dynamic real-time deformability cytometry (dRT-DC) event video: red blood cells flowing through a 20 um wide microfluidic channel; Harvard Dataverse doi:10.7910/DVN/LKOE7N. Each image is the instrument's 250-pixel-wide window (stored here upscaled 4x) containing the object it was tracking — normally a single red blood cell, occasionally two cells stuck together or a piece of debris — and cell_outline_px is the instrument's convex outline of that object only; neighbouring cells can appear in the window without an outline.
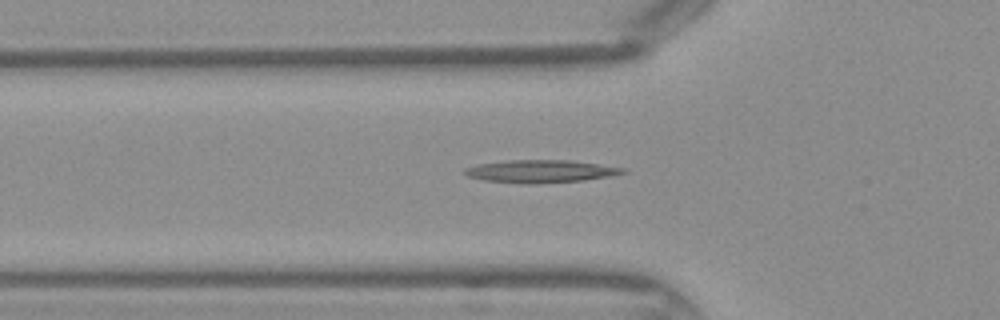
{"species": "Egyptian fruit bat (a non-hibernating species)", "species_latin": "Rousettus aegyptiacus", "temperature_condition": "warm", "stored_images_in_passage": 41, "camera_frame_rate_fps": 3000, "um_per_image_px": 0.085, "frame": {"image": 1, "passage_image": 11, "time_ms": 3.333, "image_size_px": [1000, 320], "cell_outline_px": [[628, 172], [608, 176], [584, 180], [532, 184], [524, 184], [484, 180], [468, 176], [464, 172], [464, 168], [480, 164], [508, 160], [568, 160], [624, 168]], "centroid_in_image_um": [45.92, 14.56], "position_along_channel_um": 79.9, "area_um2": 20.63}}
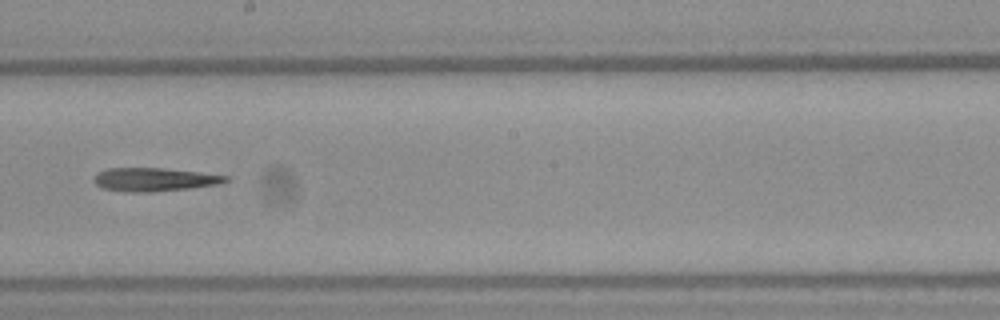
{"frame": {"image": 2, "passage_image": 21, "time_ms": 6.667, "image_size_px": [1000, 320], "cell_outline_px": [[228, 180], [220, 184], [188, 188], [152, 192], [128, 192], [104, 188], [96, 184], [96, 176], [100, 172], [108, 168], [160, 168], [200, 172], [228, 176]], "centroid_in_image_um": [13.16, 15.26], "position_along_channel_um": 235.0, "area_um2": 17.63}}
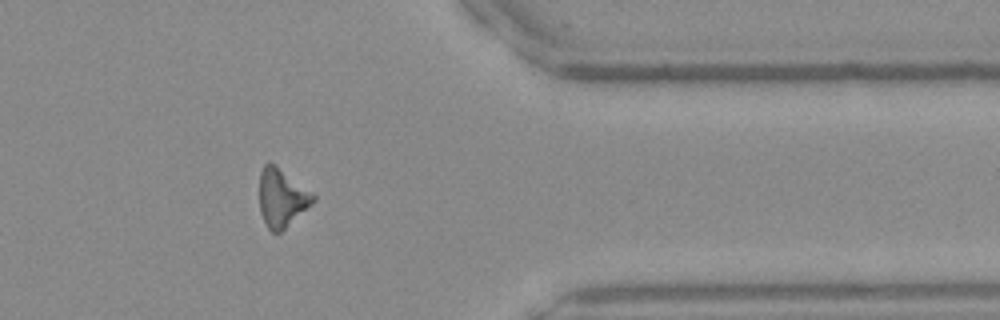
{"frame": {"image": 3, "passage_image": 32, "time_ms": 10.333, "image_size_px": [1000, 320], "cell_outline_px": [[316, 200], [312, 204], [280, 232], [272, 232], [268, 228], [260, 212], [260, 172], [264, 164], [276, 164], [316, 196]], "centroid_in_image_um": [23.95, 16.8], "position_along_channel_um": 387.5, "area_um2": 17.92}}